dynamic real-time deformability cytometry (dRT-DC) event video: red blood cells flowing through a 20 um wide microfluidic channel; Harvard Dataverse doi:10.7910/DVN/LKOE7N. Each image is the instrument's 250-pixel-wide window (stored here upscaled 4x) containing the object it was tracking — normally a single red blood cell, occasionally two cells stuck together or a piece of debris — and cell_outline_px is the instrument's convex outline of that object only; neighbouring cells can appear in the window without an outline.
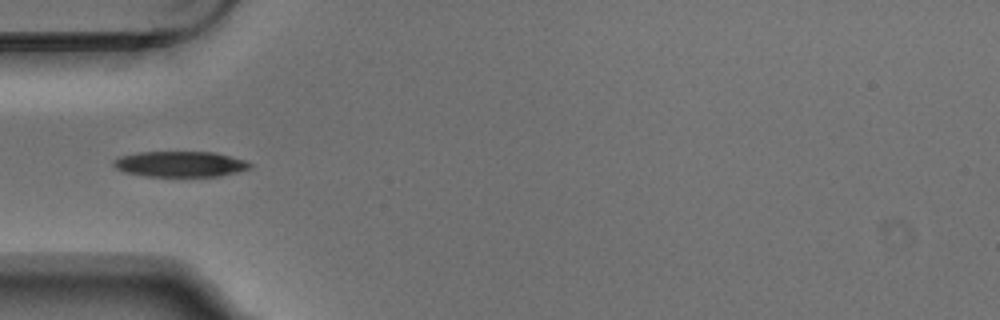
{"species": "Egyptian fruit bat (a non-hibernating species)", "species_latin": "Rousettus aegyptiacus", "temperature_condition": "warm", "stored_images_in_passage": 6, "camera_frame_rate_fps": 3000, "um_per_image_px": 0.085, "animal": {"sex": "male"}, "frame": {"image": 1, "passage_image": 6, "time_ms": 1.667, "image_size_px": [1000, 320], "cell_outline_px": [[252, 168], [220, 176], [144, 176], [124, 172], [116, 168], [112, 164], [112, 160], [120, 156], [136, 152], [212, 152], [244, 160], [252, 164]], "centroid_in_image_um": [15.27, 13.95], "position_along_channel_um": 69.7, "area_um2": 20.35}}